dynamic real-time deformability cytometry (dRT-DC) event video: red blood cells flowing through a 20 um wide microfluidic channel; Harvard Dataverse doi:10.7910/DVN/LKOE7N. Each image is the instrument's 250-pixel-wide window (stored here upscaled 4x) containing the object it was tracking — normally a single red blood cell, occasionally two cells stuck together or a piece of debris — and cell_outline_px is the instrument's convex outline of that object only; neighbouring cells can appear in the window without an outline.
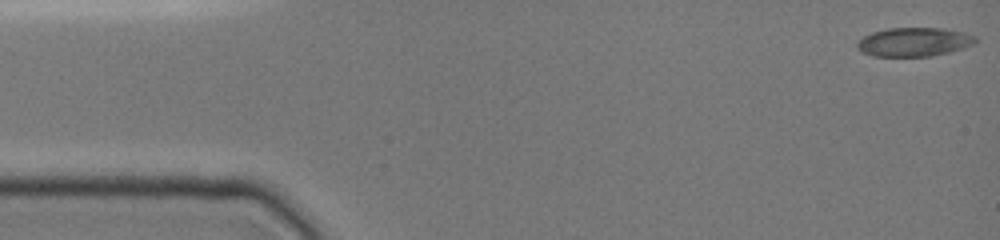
{"species": "common noctule bat (a hibernating species)", "species_latin": "Nyctalus noctula", "temperature_condition": "cold", "stored_images_in_passage": 40, "camera_frame_rate_fps": 3000, "um_per_image_px": 0.085, "animal": {"sex": "female", "body_mass_g": 19.0, "forearm_length_mm": 51.5}, "frame": {"image": 1, "passage_image": 1, "time_ms": 0.0, "image_size_px": [1000, 240], "cell_outline_px": [[976, 44], [964, 48], [932, 56], [872, 56], [856, 48], [856, 44], [864, 36], [872, 32], [888, 28], [944, 28], [964, 32], [976, 36]], "centroid_in_image_um": [77.72, 3.56], "position_along_channel_um": 7.3, "area_um2": 19.94}}
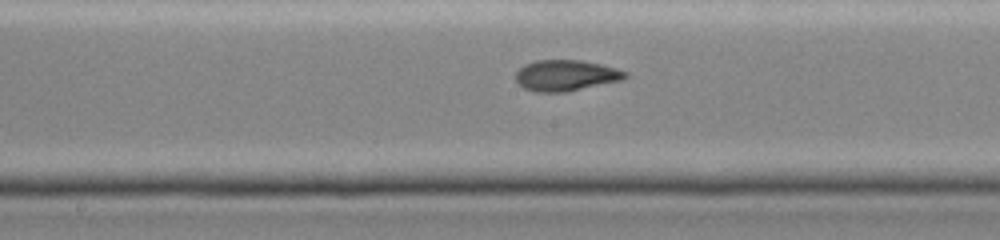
{"frame": {"image": 2, "passage_image": 23, "time_ms": 8.0, "image_size_px": [1000, 240], "cell_outline_px": [[628, 76], [624, 80], [568, 92], [536, 92], [524, 88], [516, 84], [516, 72], [524, 64], [536, 60], [580, 60], [600, 64], [616, 68], [628, 72]], "centroid_in_image_um": [48.11, 6.42], "position_along_channel_um": 200.1, "area_um2": 20.06}}
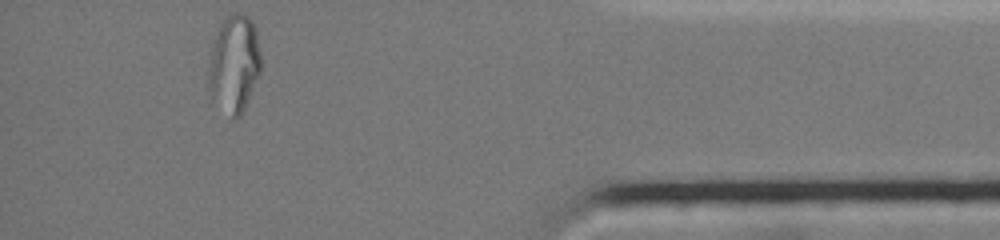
{"frame": {"image": 3, "passage_image": 40, "time_ms": 14.333, "image_size_px": [1000, 240], "cell_outline_px": [[264, 68], [244, 112], [236, 120], [232, 120], [208, 104], [208, 60], [216, 28], [228, 12], [240, 12], [248, 16], [252, 20], [256, 28]], "centroid_in_image_um": [19.89, 5.52], "position_along_channel_um": 415.3, "area_um2": 32.48}, "authors_computed_cell_mechanics": {"area_um2": 19.9699, "velocity_mm_per_s": 3.8978, "shape_relaxation_time_tau1_ms": null, "shape_relaxation_time_tau2_ms": 1.2969, "deformation_change_tau1": null, "deformation_change_tau2": 0.054}}